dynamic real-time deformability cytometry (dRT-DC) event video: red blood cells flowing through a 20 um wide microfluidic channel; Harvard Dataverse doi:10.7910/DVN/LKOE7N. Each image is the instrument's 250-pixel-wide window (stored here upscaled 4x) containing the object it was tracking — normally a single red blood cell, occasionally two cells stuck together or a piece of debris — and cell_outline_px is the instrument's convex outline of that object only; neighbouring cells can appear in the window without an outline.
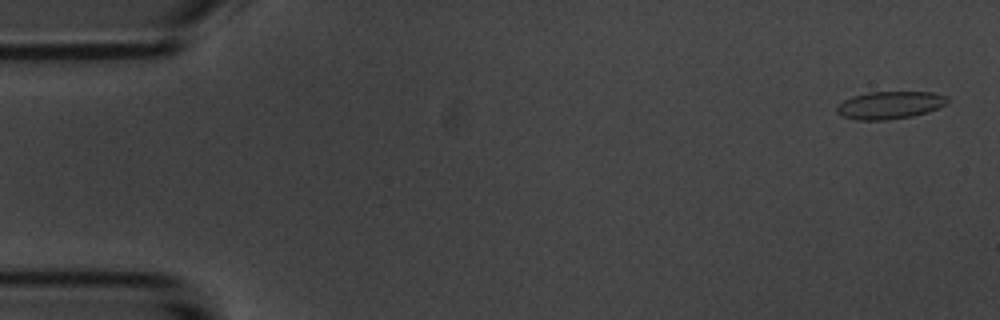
{"species": "common noctule bat (a hibernating species)", "species_latin": "Nyctalus noctula", "temperature_condition": "room temperature", "stored_images_in_passage": 5, "camera_frame_rate_fps": 3000, "um_per_image_px": 0.085, "animal": {"sex": "male", "body_mass_g": 20.1, "forearm_length_mm": 53.5}, "frame": {"image": 1, "passage_image": 1, "time_ms": 0.0, "image_size_px": [1000, 320], "cell_outline_px": [[948, 100], [944, 104], [928, 112], [912, 116], [888, 120], [856, 120], [844, 116], [836, 112], [836, 108], [844, 100], [852, 96], [868, 92], [932, 92], [948, 96]], "centroid_in_image_um": [75.62, 8.93], "position_along_channel_um": 9.4, "area_um2": 17.69}}
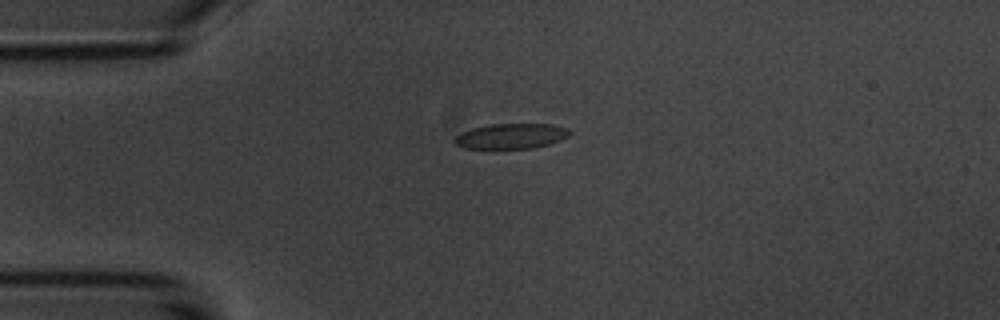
{"frame": {"image": 2, "passage_image": 4, "time_ms": 3.667, "image_size_px": [1000, 320], "cell_outline_px": [[572, 132], [568, 136], [560, 140], [548, 144], [532, 148], [496, 152], [464, 148], [456, 144], [452, 140], [460, 132], [472, 128], [492, 124], [552, 124], [568, 128]], "centroid_in_image_um": [43.38, 11.62], "position_along_channel_um": 41.6, "area_um2": 17.86}}